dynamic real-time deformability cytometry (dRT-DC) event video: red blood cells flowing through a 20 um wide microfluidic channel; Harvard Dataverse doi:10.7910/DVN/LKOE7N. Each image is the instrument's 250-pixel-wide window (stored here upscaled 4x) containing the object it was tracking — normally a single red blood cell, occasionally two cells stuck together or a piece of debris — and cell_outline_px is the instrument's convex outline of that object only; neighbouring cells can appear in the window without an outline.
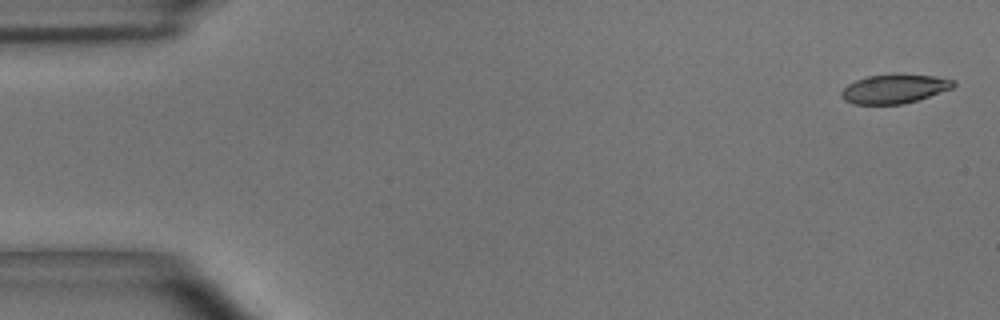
{"species": "common noctule bat (a hibernating species)", "species_latin": "Nyctalus noctula", "temperature_condition": "room temperature", "stored_images_in_passage": 5, "camera_frame_rate_fps": 3000, "um_per_image_px": 0.085, "animal": {"sex": "male", "body_mass_g": 15.6}, "frame": {"image": 1, "passage_image": 1, "time_ms": 0.0, "image_size_px": [1000, 320], "cell_outline_px": [[956, 84], [952, 88], [916, 100], [900, 104], [852, 104], [844, 100], [840, 96], [840, 92], [848, 84], [856, 80], [868, 76], [932, 76], [956, 80]], "centroid_in_image_um": [75.97, 7.58], "position_along_channel_um": 9.0, "area_um2": 18.26}}
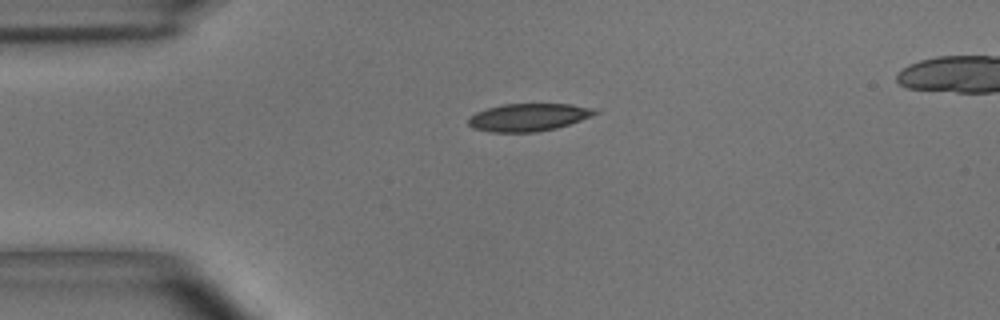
{"frame": {"image": 2, "passage_image": 4, "time_ms": 1.0, "image_size_px": [1000, 320], "cell_outline_px": [[604, 108], [600, 112], [592, 116], [556, 128], [536, 132], [488, 132], [472, 128], [468, 124], [468, 116], [476, 112], [488, 108], [504, 104], [572, 104]], "centroid_in_image_um": [44.98, 9.96], "position_along_channel_um": 40.0, "area_um2": 20.75}}